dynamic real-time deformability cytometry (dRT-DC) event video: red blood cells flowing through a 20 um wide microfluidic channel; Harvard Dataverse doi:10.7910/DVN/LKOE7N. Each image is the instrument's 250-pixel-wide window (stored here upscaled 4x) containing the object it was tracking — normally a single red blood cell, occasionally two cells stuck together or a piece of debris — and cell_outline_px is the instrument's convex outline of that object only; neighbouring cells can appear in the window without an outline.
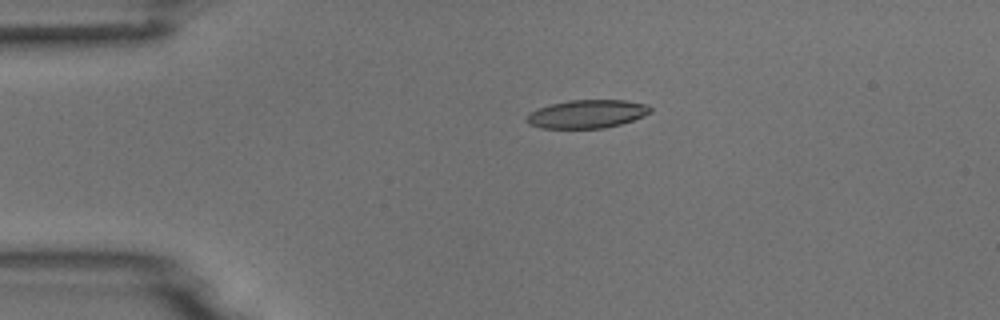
{"species": "common noctule bat (a hibernating species)", "species_latin": "Nyctalus noctula", "temperature_condition": "room temperature", "stored_images_in_passage": 5, "camera_frame_rate_fps": 3000, "um_per_image_px": 0.085, "animal": {"sex": "male", "body_mass_g": 18.8}, "frame": {"image": 1, "passage_image": 4, "time_ms": 3.667, "image_size_px": [1000, 320], "cell_outline_px": [[652, 112], [644, 116], [620, 124], [604, 128], [540, 128], [528, 124], [524, 120], [528, 112], [548, 104], [568, 100], [624, 100], [648, 104], [652, 108]], "centroid_in_image_um": [49.86, 9.68], "position_along_channel_um": 35.1, "area_um2": 20.69}}